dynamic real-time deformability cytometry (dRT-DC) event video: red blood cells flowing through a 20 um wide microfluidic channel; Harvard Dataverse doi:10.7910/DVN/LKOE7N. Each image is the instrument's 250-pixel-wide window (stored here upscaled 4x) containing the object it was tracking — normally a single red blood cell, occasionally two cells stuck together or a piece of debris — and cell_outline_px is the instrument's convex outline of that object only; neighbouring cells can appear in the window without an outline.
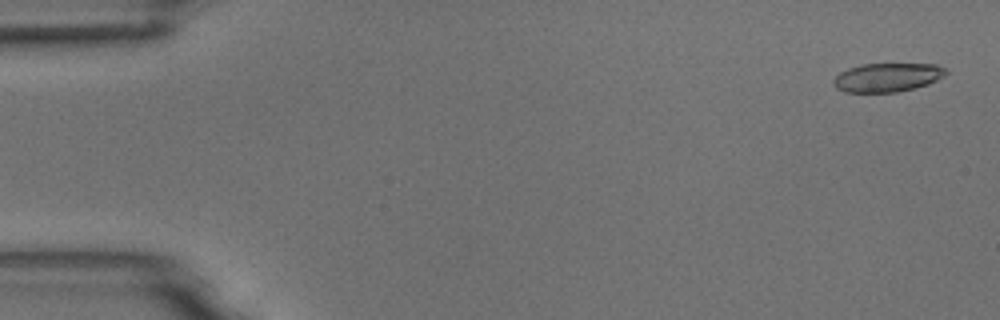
{"species": "common noctule bat (a hibernating species)", "species_latin": "Nyctalus noctula", "temperature_condition": "room temperature", "stored_images_in_passage": 6, "segment_of_instrument_passage": [1, 2], "camera_frame_rate_fps": 3000, "um_per_image_px": 0.085, "animal": {"sex": "male", "body_mass_g": 18.8}, "frame": {"image": 1, "passage_image": 1, "time_ms": 0.0, "image_size_px": [1000, 320], "cell_outline_px": [[948, 72], [944, 76], [928, 84], [916, 88], [896, 92], [844, 92], [836, 88], [832, 84], [832, 80], [840, 72], [848, 68], [860, 64], [936, 64], [944, 68]], "centroid_in_image_um": [75.4, 6.58], "position_along_channel_um": 9.6, "area_um2": 18.96}}
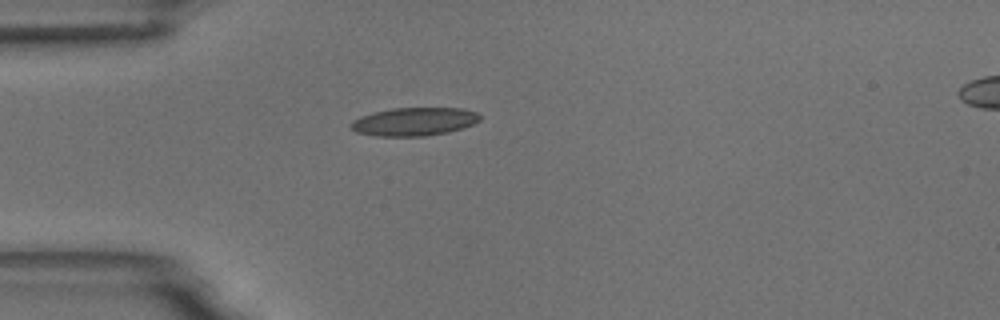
{"frame": {"image": 2, "passage_image": 5, "time_ms": 4.333, "image_size_px": [1000, 320], "cell_outline_px": [[480, 120], [472, 124], [448, 132], [424, 136], [376, 136], [356, 132], [352, 128], [352, 120], [360, 116], [372, 112], [392, 108], [464, 108], [476, 112], [480, 116]], "centroid_in_image_um": [35.19, 10.33], "position_along_channel_um": 49.8, "area_um2": 21.15}}